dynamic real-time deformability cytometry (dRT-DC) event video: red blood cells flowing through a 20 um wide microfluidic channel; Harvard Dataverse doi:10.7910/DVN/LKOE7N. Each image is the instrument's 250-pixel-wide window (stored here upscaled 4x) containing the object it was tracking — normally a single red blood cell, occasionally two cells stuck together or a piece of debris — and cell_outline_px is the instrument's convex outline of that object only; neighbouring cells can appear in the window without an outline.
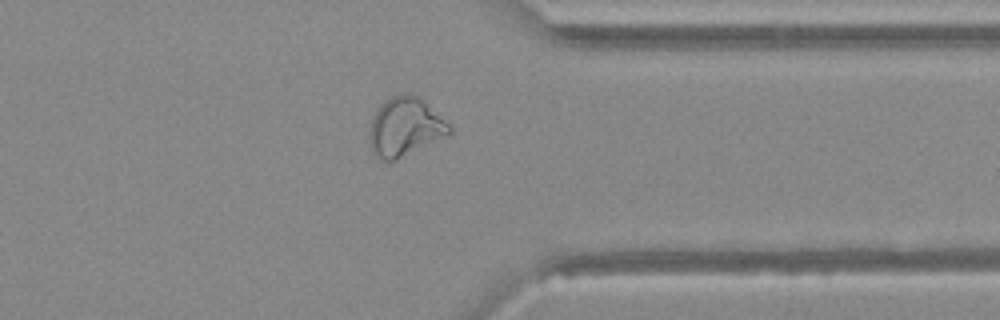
{"species": "Egyptian fruit bat (a non-hibernating species)", "species_latin": "Rousettus aegyptiacus", "temperature_condition": "warm", "stored_images_in_passage": 39, "camera_frame_rate_fps": 3000, "um_per_image_px": 0.085, "animal": {"sex": "female"}, "frame": {"image": 1, "passage_image": 29, "time_ms": 9.333, "image_size_px": [1000, 320], "cell_outline_px": [[452, 132], [396, 160], [380, 160], [372, 152], [372, 120], [380, 104], [392, 96], [404, 92], [408, 92], [420, 96], [452, 128]], "centroid_in_image_um": [34.44, 10.75], "position_along_channel_um": 377.0, "area_um2": 26.59}}
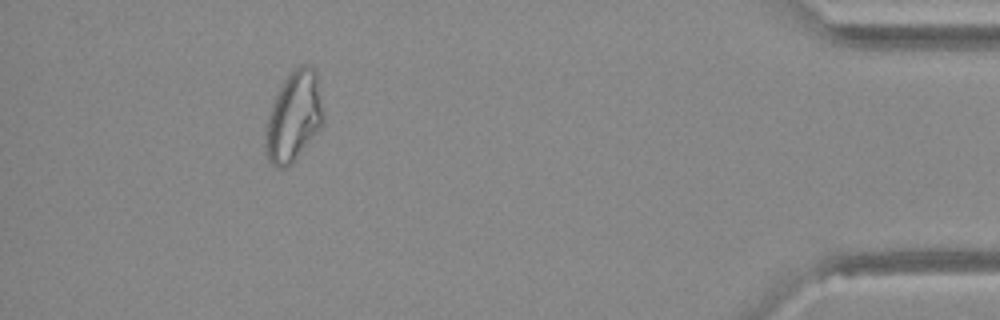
{"frame": {"image": 2, "passage_image": 35, "time_ms": 11.333, "image_size_px": [1000, 320], "cell_outline_px": [[324, 116], [320, 128], [292, 164], [284, 168], [280, 168], [272, 164], [268, 156], [264, 144], [268, 120], [272, 104], [280, 84], [292, 68], [300, 64], [304, 64], [316, 68]], "centroid_in_image_um": [24.99, 9.86], "position_along_channel_um": 410.2, "area_um2": 30.29}}